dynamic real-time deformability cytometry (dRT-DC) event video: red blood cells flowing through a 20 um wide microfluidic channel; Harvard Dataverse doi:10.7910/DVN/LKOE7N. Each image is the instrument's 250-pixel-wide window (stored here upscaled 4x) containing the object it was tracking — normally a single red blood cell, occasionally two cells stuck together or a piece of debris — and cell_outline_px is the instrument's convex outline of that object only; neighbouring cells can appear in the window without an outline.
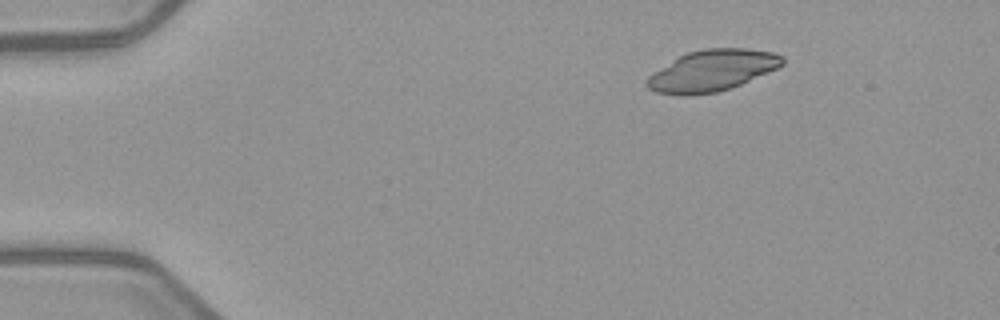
{"species": "common noctule bat (a hibernating species)", "species_latin": "Nyctalus noctula", "temperature_condition": "warm", "stored_images_in_passage": 5, "camera_frame_rate_fps": 3000, "um_per_image_px": 0.085, "animal": {"sex": "female", "body_mass_g": 21.9}, "frame": {"image": 1, "passage_image": 2, "time_ms": 2.0, "image_size_px": [1000, 320], "cell_outline_px": [[784, 64], [776, 68], [740, 84], [716, 92], [692, 96], [680, 96], [656, 92], [648, 88], [644, 84], [648, 76], [680, 56], [688, 52], [704, 48], [748, 48], [772, 52], [784, 56]], "centroid_in_image_um": [60.51, 6.0], "position_along_channel_um": 24.5, "area_um2": 32.37}}